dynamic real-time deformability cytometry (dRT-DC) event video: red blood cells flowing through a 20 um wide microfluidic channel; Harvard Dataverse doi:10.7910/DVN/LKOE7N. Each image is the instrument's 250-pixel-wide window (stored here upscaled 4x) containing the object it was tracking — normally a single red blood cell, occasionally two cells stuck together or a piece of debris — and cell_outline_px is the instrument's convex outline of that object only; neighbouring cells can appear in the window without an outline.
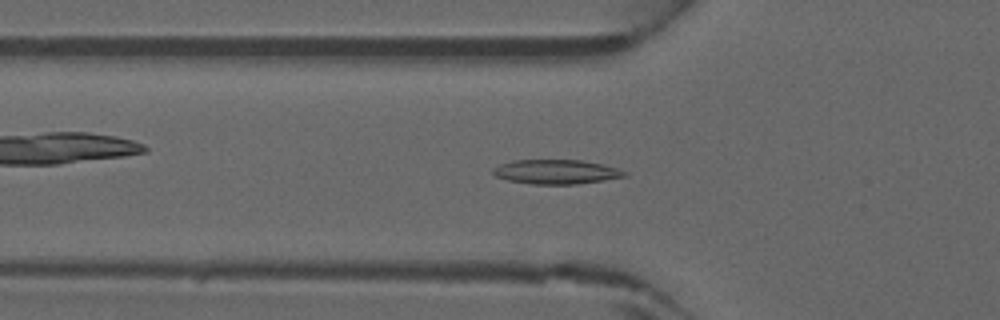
{"species": "common noctule bat (a hibernating species)", "species_latin": "Nyctalus noctula", "temperature_condition": "warm", "stored_images_in_passage": 45, "camera_frame_rate_fps": 3000, "um_per_image_px": 0.085, "animal": {"sex": "male", "forearm_length_mm": 52.5}, "frame": {"image": 1, "passage_image": 15, "time_ms": 4.667, "image_size_px": [1000, 320], "cell_outline_px": [[628, 176], [604, 180], [576, 184], [532, 184], [508, 180], [496, 176], [492, 172], [492, 168], [500, 164], [512, 160], [584, 160], [604, 164], [620, 168], [628, 172]], "centroid_in_image_um": [47.32, 14.59], "position_along_channel_um": 78.5, "area_um2": 18.9}}
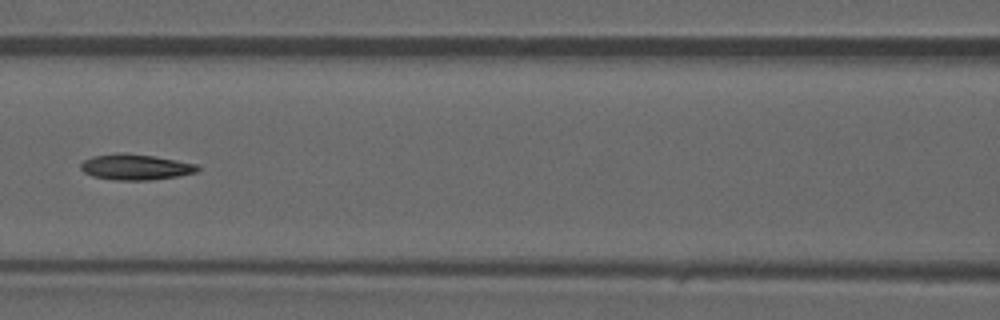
{"frame": {"image": 2, "passage_image": 20, "time_ms": 6.333, "image_size_px": [1000, 320], "cell_outline_px": [[200, 168], [196, 172], [176, 176], [152, 180], [116, 180], [92, 176], [84, 172], [80, 168], [80, 164], [84, 160], [92, 156], [116, 152], [124, 152], [152, 156], [176, 160], [196, 164]], "centroid_in_image_um": [11.47, 14.19], "position_along_channel_um": 155.1, "area_um2": 17.51}}
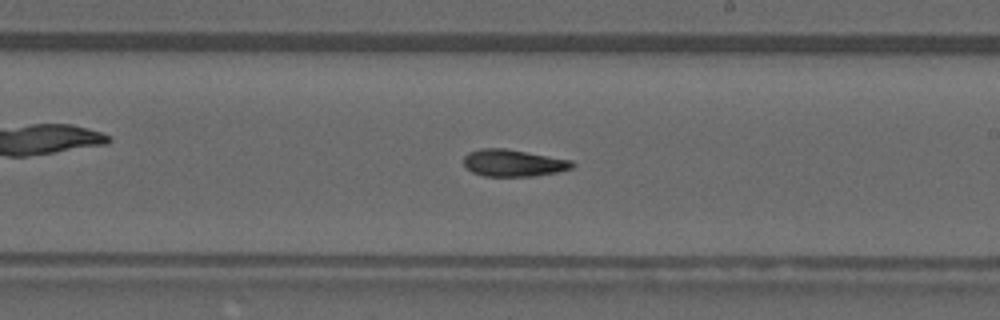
{"frame": {"image": 3, "passage_image": 26, "time_ms": 8.333, "image_size_px": [1000, 320], "cell_outline_px": [[576, 164], [572, 168], [556, 172], [536, 176], [484, 176], [472, 172], [464, 164], [464, 156], [468, 152], [480, 148], [504, 148], [572, 160]], "centroid_in_image_um": [43.63, 13.85], "position_along_channel_um": 245.4, "area_um2": 17.05}}